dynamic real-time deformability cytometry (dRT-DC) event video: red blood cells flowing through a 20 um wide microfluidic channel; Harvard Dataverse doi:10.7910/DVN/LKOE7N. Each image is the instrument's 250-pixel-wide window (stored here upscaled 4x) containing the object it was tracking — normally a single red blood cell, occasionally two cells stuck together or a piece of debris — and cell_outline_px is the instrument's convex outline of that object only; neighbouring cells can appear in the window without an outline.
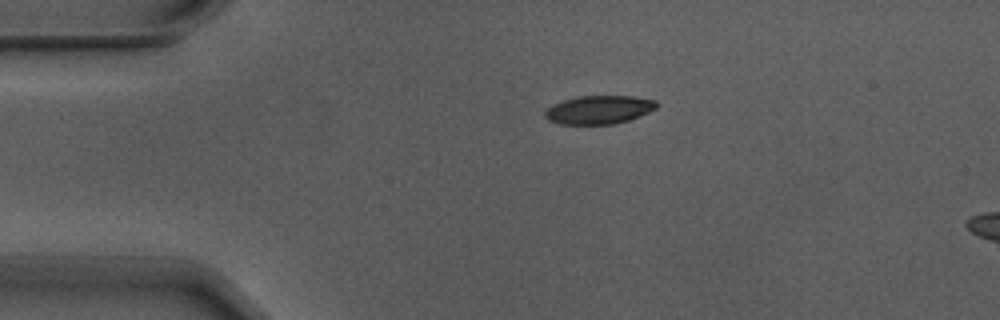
{"species": "Egyptian fruit bat (a non-hibernating species)", "species_latin": "Rousettus aegyptiacus", "temperature_condition": "warm", "stored_images_in_passage": 2, "camera_frame_rate_fps": 3000, "um_per_image_px": 0.085, "animal": {"sex": "male"}, "frame": {"image": 1, "passage_image": 2, "time_ms": 0.333, "image_size_px": [1000, 320], "cell_outline_px": [[656, 108], [648, 112], [628, 120], [612, 124], [560, 124], [548, 120], [544, 116], [544, 112], [552, 104], [576, 96], [632, 96], [656, 100]], "centroid_in_image_um": [50.87, 9.32], "position_along_channel_um": 34.1, "area_um2": 18.38}}